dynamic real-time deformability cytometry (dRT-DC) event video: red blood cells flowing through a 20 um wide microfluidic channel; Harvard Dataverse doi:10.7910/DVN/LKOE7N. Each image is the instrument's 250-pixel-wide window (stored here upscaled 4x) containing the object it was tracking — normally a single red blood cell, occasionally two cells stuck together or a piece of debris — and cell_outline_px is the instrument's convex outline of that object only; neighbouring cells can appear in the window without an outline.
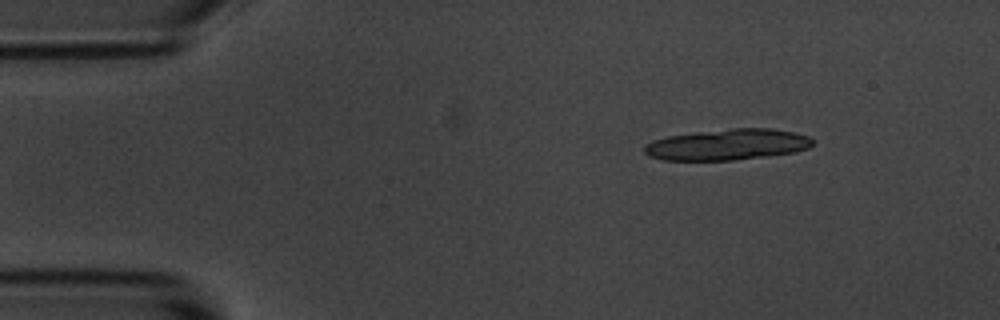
{"species": "common noctule bat (a hibernating species)", "species_latin": "Nyctalus noctula", "temperature_condition": "room temperature", "stored_images_in_passage": 5, "segment_of_instrument_passage": [1, 2], "camera_frame_rate_fps": 3000, "um_per_image_px": 0.085, "animal": {"sex": "male", "body_mass_g": 20.1, "forearm_length_mm": 53.5}, "frame": {"image": 1, "passage_image": 1, "time_ms": 0.0, "image_size_px": [1000, 320], "cell_outline_px": [[812, 144], [808, 148], [796, 152], [768, 156], [732, 160], [660, 160], [648, 156], [644, 152], [644, 144], [652, 140], [668, 136], [732, 128], [768, 128], [792, 132], [808, 136], [812, 140]], "centroid_in_image_um": [61.79, 12.3], "position_along_channel_um": 23.2, "area_um2": 30.35}}